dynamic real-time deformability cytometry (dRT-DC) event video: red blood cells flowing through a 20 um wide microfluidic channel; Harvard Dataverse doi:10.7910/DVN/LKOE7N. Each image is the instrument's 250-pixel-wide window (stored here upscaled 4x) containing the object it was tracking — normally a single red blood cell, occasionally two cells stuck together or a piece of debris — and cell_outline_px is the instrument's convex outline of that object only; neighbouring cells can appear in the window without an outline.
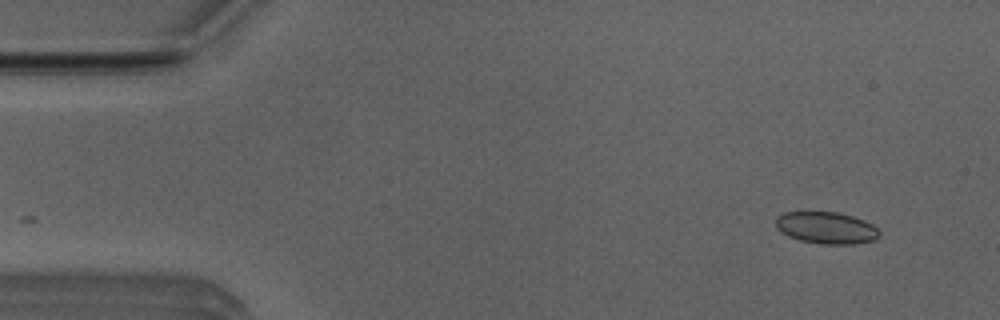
{"species": "Egyptian fruit bat (a non-hibernating species)", "species_latin": "Rousettus aegyptiacus", "temperature_condition": "room temperature", "stored_images_in_passage": 48, "camera_frame_rate_fps": 3000, "um_per_image_px": 0.085, "animal": {"sex": "male"}, "frame": {"image": 1, "passage_image": 1, "time_ms": 0.0, "image_size_px": [1000, 320], "cell_outline_px": [[880, 236], [872, 240], [856, 244], [820, 244], [800, 240], [788, 236], [780, 232], [776, 228], [776, 216], [784, 212], [836, 212], [852, 216], [864, 220], [872, 224], [880, 232]], "centroid_in_image_um": [70.21, 19.37], "position_along_channel_um": 14.8, "area_um2": 19.31}}
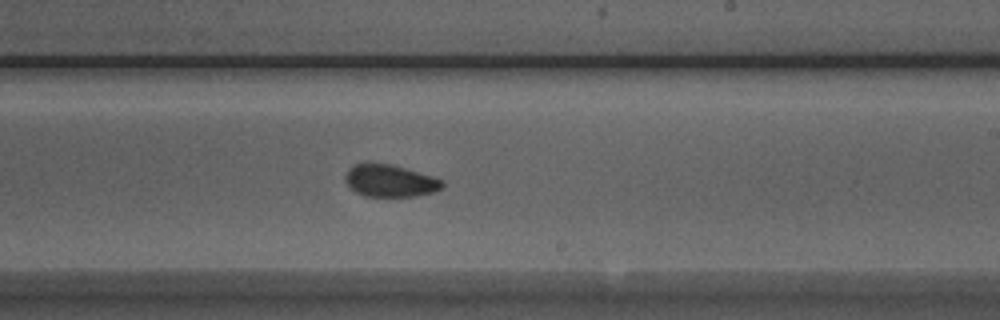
{"frame": {"image": 2, "passage_image": 27, "time_ms": 8.667, "image_size_px": [1000, 320], "cell_outline_px": [[444, 184], [440, 188], [432, 192], [416, 196], [364, 196], [356, 192], [344, 180], [344, 176], [348, 168], [352, 164], [368, 160], [392, 164], [432, 176], [444, 180]], "centroid_in_image_um": [33.08, 15.32], "position_along_channel_um": 255.9, "area_um2": 18.61}}
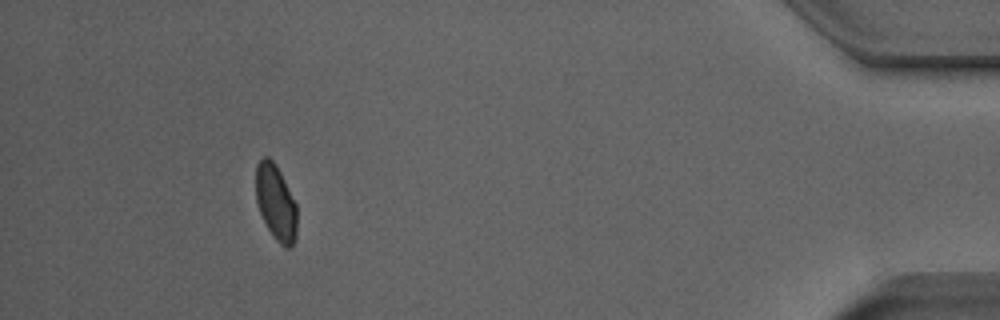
{"frame": {"image": 3, "passage_image": 44, "time_ms": 14.333, "image_size_px": [1000, 320], "cell_outline_px": [[296, 236], [292, 248], [284, 248], [272, 236], [260, 212], [256, 200], [256, 164], [264, 156], [268, 156], [276, 164], [296, 204]], "centroid_in_image_um": [23.44, 17.23], "position_along_channel_um": 411.8, "area_um2": 18.09}, "authors_computed_cell_mechanics": {"area_um2": 18.8428, "velocity_mm_per_s": 3.9433, "shape_relaxation_time_tau1_ms": null, "shape_relaxation_time_tau2_ms": 1.2971, "deformation_change_tau1": null, "deformation_change_tau2": 0.0586}}